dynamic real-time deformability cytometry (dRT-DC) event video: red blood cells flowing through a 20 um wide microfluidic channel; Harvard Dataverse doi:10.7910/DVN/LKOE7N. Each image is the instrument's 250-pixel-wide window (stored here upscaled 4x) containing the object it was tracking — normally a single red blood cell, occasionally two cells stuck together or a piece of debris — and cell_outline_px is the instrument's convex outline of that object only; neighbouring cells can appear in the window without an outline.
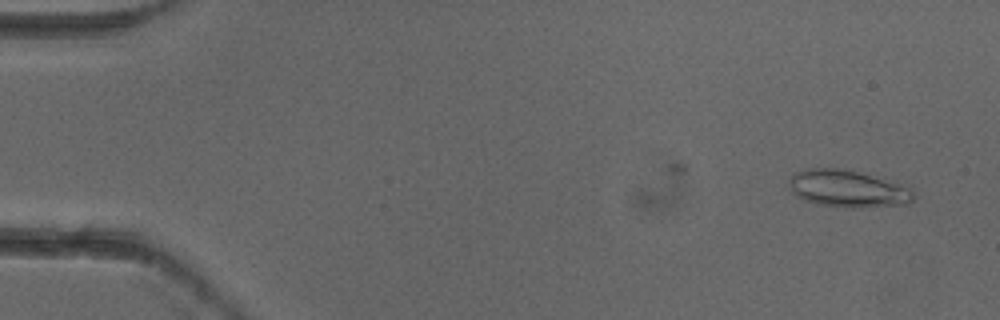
{"species": "common noctule bat (a hibernating species)", "species_latin": "Nyctalus noctula", "temperature_condition": "cold", "stored_images_in_passage": 5, "camera_frame_rate_fps": 3000, "um_per_image_px": 0.085, "animal": {"sex": "female"}, "frame": {"image": 1, "passage_image": 1, "time_ms": 0.0, "image_size_px": [1000, 320], "cell_outline_px": [[916, 196], [908, 204], [860, 208], [852, 208], [816, 204], [804, 200], [796, 196], [792, 192], [788, 184], [788, 180], [792, 172], [808, 168], [844, 168], [896, 184], [908, 188]], "centroid_in_image_um": [71.96, 16.05], "position_along_channel_um": 13.0, "area_um2": 26.82}}